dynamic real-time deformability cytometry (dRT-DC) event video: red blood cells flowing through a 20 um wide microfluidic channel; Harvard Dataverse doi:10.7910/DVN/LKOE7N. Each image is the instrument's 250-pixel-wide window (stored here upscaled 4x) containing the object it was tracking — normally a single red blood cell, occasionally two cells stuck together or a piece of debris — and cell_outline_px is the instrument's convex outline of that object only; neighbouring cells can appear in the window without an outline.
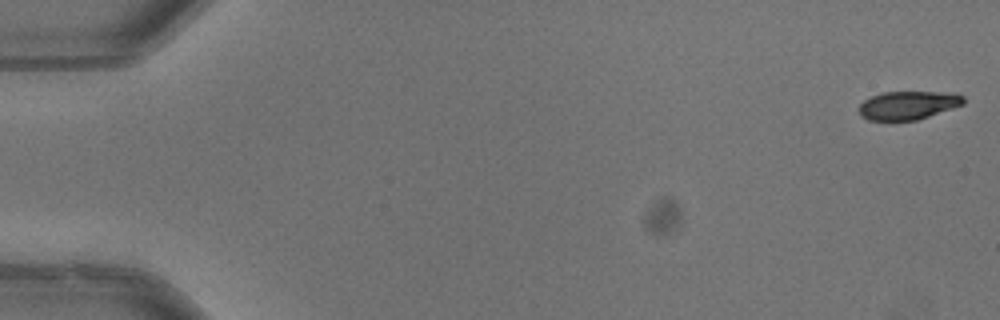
{"species": "common noctule bat (a hibernating species)", "species_latin": "Nyctalus noctula", "temperature_condition": "warm", "stored_images_in_passage": 52, "camera_frame_rate_fps": 3000, "um_per_image_px": 0.085, "animal": {"sex": "male", "body_mass_g": 13.3}, "frame": {"image": 1, "passage_image": 1, "time_ms": 0.0, "image_size_px": [1000, 320], "cell_outline_px": [[964, 104], [916, 120], [868, 120], [860, 116], [860, 104], [864, 100], [872, 96], [884, 92], [956, 92], [964, 96]], "centroid_in_image_um": [77.21, 8.93], "position_along_channel_um": 7.8, "area_um2": 17.22}}
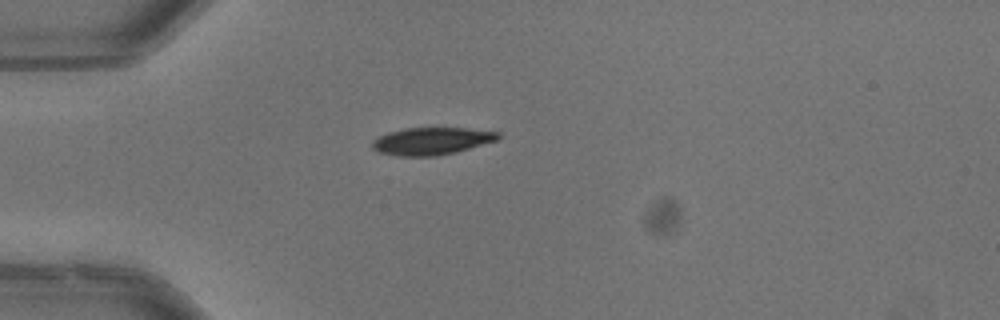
{"frame": {"image": 2, "passage_image": 15, "time_ms": 4.667, "image_size_px": [1000, 320], "cell_outline_px": [[500, 136], [496, 140], [456, 152], [436, 156], [400, 156], [376, 152], [372, 148], [372, 140], [376, 136], [388, 132], [404, 128], [464, 128], [500, 132]], "centroid_in_image_um": [36.62, 11.99], "position_along_channel_um": 48.4, "area_um2": 20.11}, "authors_computed_cell_mechanics": {"area_um2": 20.519, "velocity_mm_per_s": 3.9885, "shape_relaxation_time_tau1_ms": 3.3811, "shape_relaxation_time_tau2_ms": null, "deformation_change_tau1": 0.1506, "deformation_change_tau2": null}}